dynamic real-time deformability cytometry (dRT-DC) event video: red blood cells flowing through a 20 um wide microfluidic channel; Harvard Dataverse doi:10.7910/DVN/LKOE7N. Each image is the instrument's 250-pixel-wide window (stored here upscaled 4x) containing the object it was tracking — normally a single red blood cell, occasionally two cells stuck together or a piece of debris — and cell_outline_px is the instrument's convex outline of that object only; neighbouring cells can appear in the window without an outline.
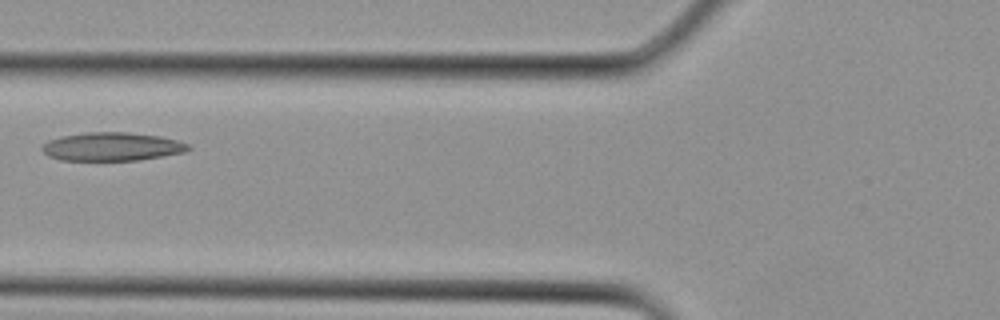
{"species": "Egyptian fruit bat (a non-hibernating species)", "species_latin": "Rousettus aegyptiacus", "temperature_condition": "cold", "stored_images_in_passage": 13, "camera_frame_rate_fps": 3000, "um_per_image_px": 0.085, "animal": {"sex": "female"}, "frame": {"image": 1, "passage_image": 8, "time_ms": 2.333, "image_size_px": [1000, 320], "cell_outline_px": [[192, 148], [184, 152], [136, 160], [60, 160], [48, 156], [40, 148], [48, 140], [64, 136], [84, 132], [128, 132], [160, 136], [176, 140], [188, 144]], "centroid_in_image_um": [9.49, 12.46], "position_along_channel_um": 116.3, "area_um2": 24.04}}
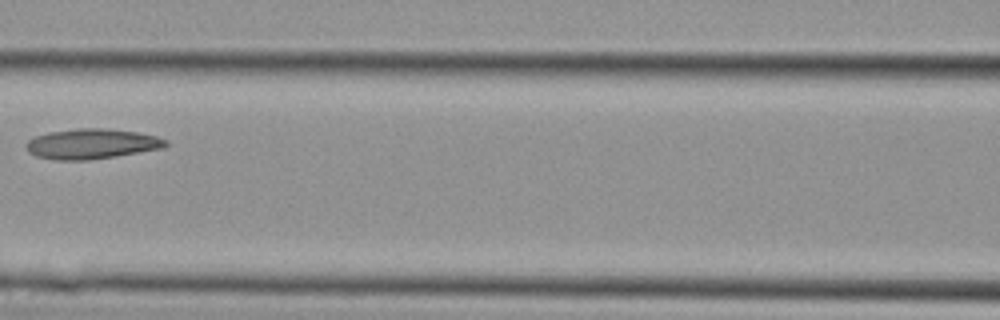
{"frame": {"image": 2, "passage_image": 10, "time_ms": 3.0, "image_size_px": [1000, 320], "cell_outline_px": [[168, 144], [164, 148], [116, 156], [88, 160], [56, 160], [36, 156], [28, 152], [24, 148], [24, 144], [28, 140], [36, 136], [48, 132], [76, 128], [104, 128], [136, 132], [156, 136], [168, 140]], "centroid_in_image_um": [7.77, 12.23], "position_along_channel_um": 158.8, "area_um2": 24.68}}
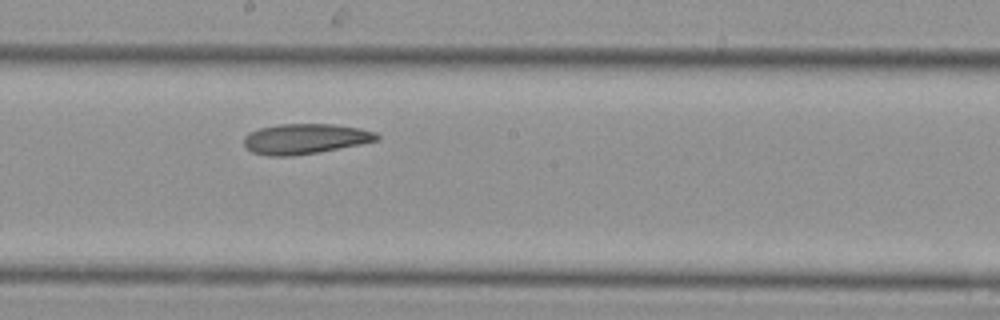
{"frame": {"image": 3, "passage_image": 13, "time_ms": 4.0, "image_size_px": [1000, 320], "cell_outline_px": [[380, 140], [320, 152], [292, 156], [268, 156], [252, 152], [244, 144], [244, 136], [248, 132], [260, 128], [280, 124], [332, 124], [360, 128], [376, 132], [380, 136]], "centroid_in_image_um": [25.94, 11.8], "position_along_channel_um": 222.3, "area_um2": 23.52}}